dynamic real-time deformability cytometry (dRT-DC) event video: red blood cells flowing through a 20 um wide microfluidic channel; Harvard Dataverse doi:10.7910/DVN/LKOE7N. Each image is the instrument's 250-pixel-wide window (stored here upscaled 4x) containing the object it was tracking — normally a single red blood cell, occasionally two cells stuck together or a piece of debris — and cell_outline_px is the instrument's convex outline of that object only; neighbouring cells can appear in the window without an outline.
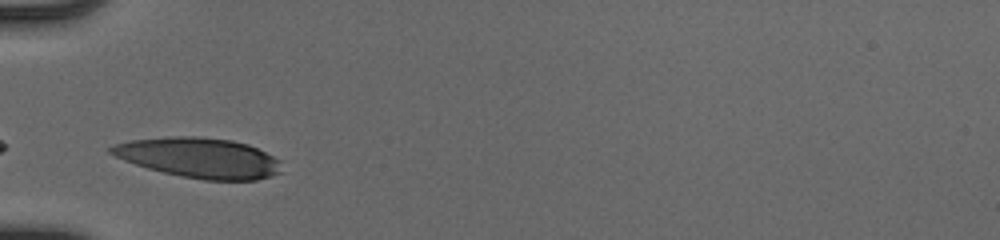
{"species": "human", "species_latin": "Homo sapiens", "temperature_condition": "cold", "stored_images_in_passage": 26, "camera_frame_rate_fps": 3000, "um_per_image_px": 0.085, "donor": {"sex": "male"}, "frame": {"image": 1, "passage_image": 1, "time_ms": 0.0, "image_size_px": [1000, 240], "cell_outline_px": [[280, 172], [256, 180], [204, 180], [180, 176], [148, 168], [124, 160], [108, 152], [108, 148], [116, 144], [132, 140], [168, 136], [196, 136], [232, 140], [248, 144], [280, 160]], "centroid_in_image_um": [16.91, 13.4], "position_along_channel_um": 68.1, "area_um2": 39.54}}
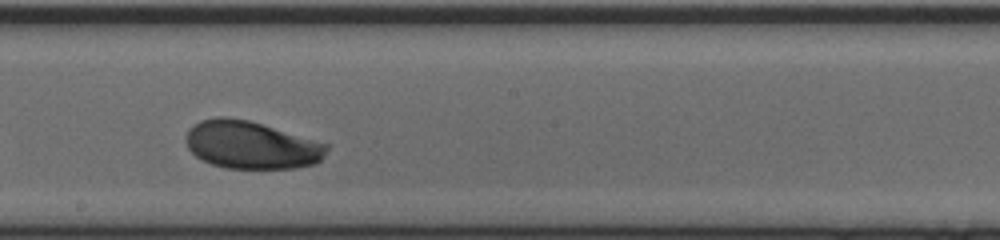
{"frame": {"image": 2, "passage_image": 13, "time_ms": 4.0, "image_size_px": [1000, 240], "cell_outline_px": [[328, 148], [324, 156], [316, 164], [296, 168], [228, 168], [212, 164], [196, 156], [188, 148], [184, 140], [188, 128], [192, 124], [200, 120], [216, 116], [228, 116], [248, 120], [328, 144]], "centroid_in_image_um": [21.31, 12.31], "position_along_channel_um": 226.9, "area_um2": 39.19}}
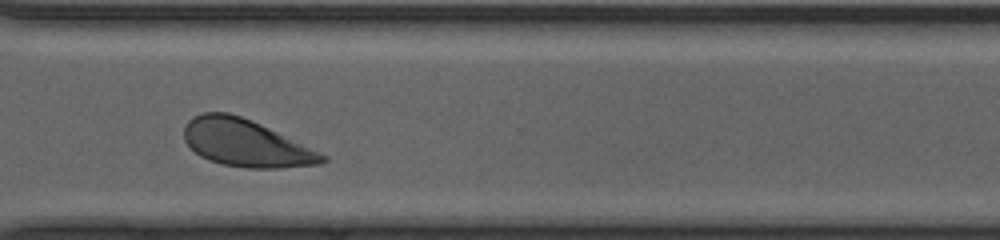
{"frame": {"image": 3, "passage_image": 22, "time_ms": 7.0, "image_size_px": [1000, 240], "cell_outline_px": [[328, 160], [320, 164], [280, 168], [248, 168], [220, 164], [208, 160], [200, 156], [184, 140], [184, 128], [188, 120], [192, 116], [204, 112], [228, 112], [240, 116], [260, 124], [328, 156]], "centroid_in_image_um": [20.87, 12.17], "position_along_channel_um": 349.7, "area_um2": 37.74}, "authors_computed_cell_mechanics": {"area_um2": 39.2751, "velocity_mm_per_s": 4.0841, "shape_relaxation_time_tau1_ms": 2.0894, "shape_relaxation_time_tau2_ms": null, "deformation_change_tau1": 0.117, "deformation_change_tau2": null}}